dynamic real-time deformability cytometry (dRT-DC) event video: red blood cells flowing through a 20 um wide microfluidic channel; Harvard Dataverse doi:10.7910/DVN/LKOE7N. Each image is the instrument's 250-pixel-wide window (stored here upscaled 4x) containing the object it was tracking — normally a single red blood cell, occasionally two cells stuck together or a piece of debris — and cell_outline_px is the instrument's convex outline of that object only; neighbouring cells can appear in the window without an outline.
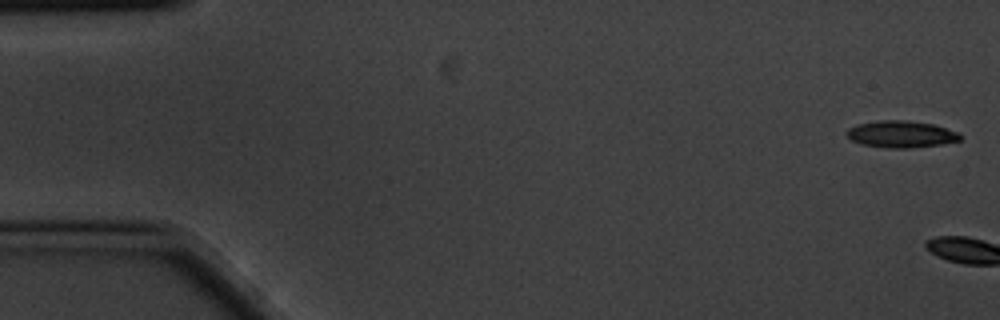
{"species": "common noctule bat (a hibernating species)", "species_latin": "Nyctalus noctula", "temperature_condition": "cold", "stored_images_in_passage": 6, "camera_frame_rate_fps": 3000, "um_per_image_px": 0.085, "animal": {"sex": "male", "body_mass_g": 20.1, "forearm_length_mm": 53.5}, "frame": {"image": 1, "passage_image": 1, "time_ms": 0.0, "image_size_px": [1000, 320], "cell_outline_px": [[960, 140], [940, 144], [908, 148], [888, 148], [860, 144], [852, 140], [844, 132], [848, 128], [860, 124], [880, 120], [904, 120], [932, 124], [960, 132]], "centroid_in_image_um": [76.57, 11.4], "position_along_channel_um": 8.4, "area_um2": 17.57}}
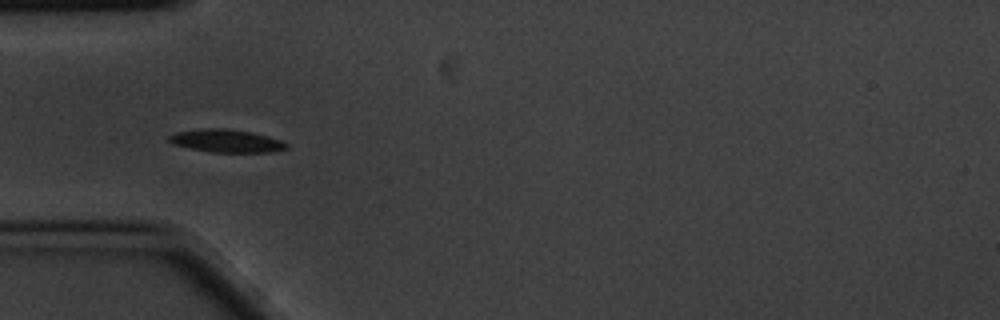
{"frame": {"image": 2, "passage_image": 6, "time_ms": 1.667, "image_size_px": [1000, 320], "cell_outline_px": [[288, 148], [272, 152], [212, 152], [172, 144], [168, 140], [168, 136], [176, 132], [204, 128], [224, 128], [252, 132], [280, 140], [288, 144]], "centroid_in_image_um": [19.24, 11.97], "position_along_channel_um": 65.8, "area_um2": 15.55}}